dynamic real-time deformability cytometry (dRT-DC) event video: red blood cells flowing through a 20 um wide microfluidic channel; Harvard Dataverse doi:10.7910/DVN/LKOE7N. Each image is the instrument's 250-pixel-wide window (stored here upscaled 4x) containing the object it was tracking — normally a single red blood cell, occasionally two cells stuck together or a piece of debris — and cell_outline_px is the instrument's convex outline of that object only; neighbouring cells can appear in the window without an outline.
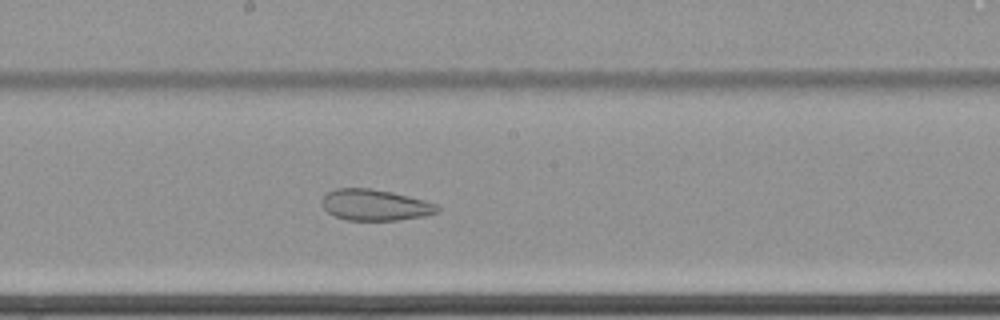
{"species": "common noctule bat (a hibernating species)", "species_latin": "Nyctalus noctula", "temperature_condition": "cold", "stored_images_in_passage": 49, "camera_frame_rate_fps": 3000, "um_per_image_px": 0.085, "animal": {"sex": "female", "body_mass_g": 22.7, "forearm_length_mm": 54.2}, "frame": {"image": 1, "passage_image": 28, "time_ms": 9.0, "image_size_px": [1000, 320], "cell_outline_px": [[440, 212], [424, 216], [400, 220], [348, 220], [336, 216], [328, 212], [324, 208], [324, 196], [328, 192], [336, 188], [368, 188], [392, 192], [424, 200], [436, 204], [440, 208]], "centroid_in_image_um": [31.93, 17.43], "position_along_channel_um": 216.3, "area_um2": 20.75}, "authors_computed_cell_mechanics": {"area_um2": 27.3394, "velocity_mm_per_s": 3.4339, "shape_relaxation_time_tau1_ms": null, "shape_relaxation_time_tau2_ms": 2.0748, "deformation_change_tau1": null, "deformation_change_tau2": 0.0724}}